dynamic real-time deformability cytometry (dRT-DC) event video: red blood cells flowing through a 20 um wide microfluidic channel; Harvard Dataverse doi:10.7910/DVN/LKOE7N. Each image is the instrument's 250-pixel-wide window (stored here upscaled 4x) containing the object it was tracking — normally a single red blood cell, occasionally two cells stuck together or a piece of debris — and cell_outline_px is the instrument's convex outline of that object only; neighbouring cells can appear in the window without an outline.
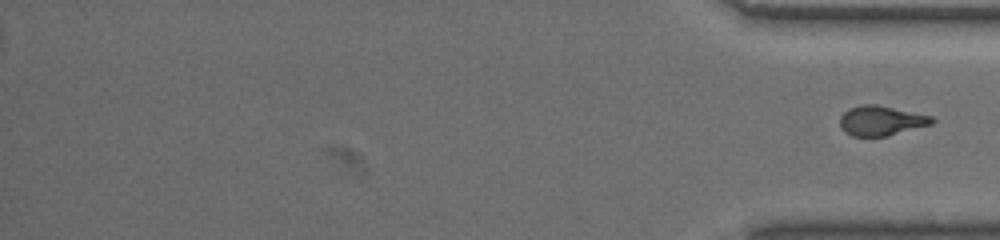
{"species": "common noctule bat (a hibernating species)", "species_latin": "Nyctalus noctula", "temperature_condition": "warm", "stored_images_in_passage": 42, "segment_of_instrument_passage": [2, 2], "camera_frame_rate_fps": 3000, "um_per_image_px": 0.085, "animal": {"sex": "female", "body_mass_g": 19.5, "forearm_length_mm": 54.1}, "frame": {"image": 1, "passage_image": 42, "time_ms": 13.667, "image_size_px": [1000, 240], "cell_outline_px": [[936, 120], [932, 124], [888, 136], [852, 136], [844, 132], [840, 128], [840, 116], [848, 108], [860, 104], [876, 104], [932, 116]], "centroid_in_image_um": [74.87, 10.25], "position_along_channel_um": 360.3, "area_um2": 16.13}}